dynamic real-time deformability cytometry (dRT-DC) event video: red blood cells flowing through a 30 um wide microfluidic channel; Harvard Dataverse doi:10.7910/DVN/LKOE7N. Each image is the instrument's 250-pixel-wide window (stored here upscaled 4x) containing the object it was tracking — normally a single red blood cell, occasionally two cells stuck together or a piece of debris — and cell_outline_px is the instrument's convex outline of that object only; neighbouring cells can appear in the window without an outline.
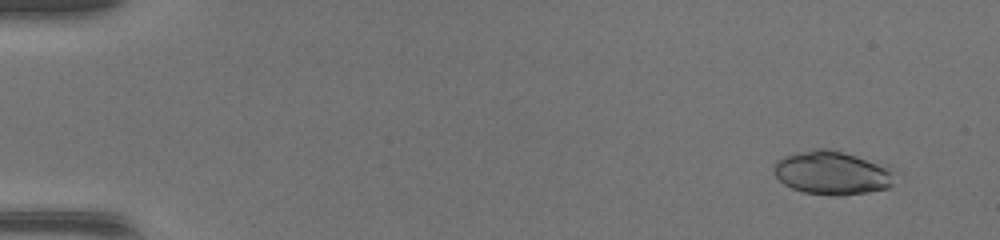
{"species": "common noctule bat (a hibernating species)", "species_latin": "Nyctalus noctula", "temperature_condition": "warm", "stored_images_in_passage": 48, "camera_frame_rate_fps": 3000, "um_per_image_px": 0.085, "animal": {"sex": "female", "body_mass_g": 17.0, "forearm_length_mm": 48.0}, "frame": {"image": 1, "passage_image": 4, "time_ms": 1.0, "image_size_px": [1000, 240], "cell_outline_px": [[900, 172], [892, 184], [888, 188], [868, 192], [844, 196], [832, 196], [804, 192], [792, 188], [784, 184], [772, 172], [772, 168], [776, 160], [784, 156], [796, 152], [816, 148], [832, 148], [844, 152]], "centroid_in_image_um": [70.72, 14.7], "position_along_channel_um": 14.3, "area_um2": 31.1}}
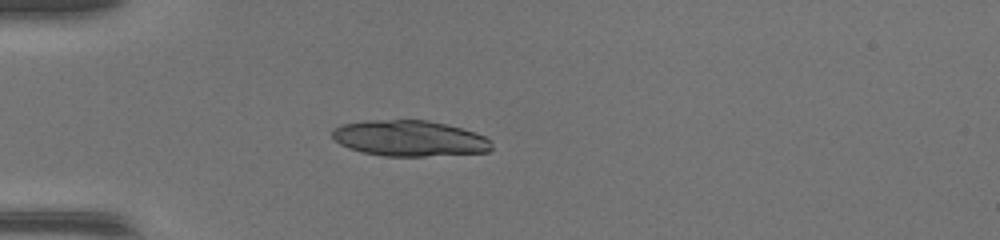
{"frame": {"image": 2, "passage_image": 15, "time_ms": 4.667, "image_size_px": [1000, 240], "cell_outline_px": [[492, 148], [488, 152], [424, 156], [384, 156], [360, 152], [348, 148], [340, 144], [332, 136], [332, 132], [340, 124], [364, 120], [428, 120], [460, 128], [484, 136], [492, 140]], "centroid_in_image_um": [34.79, 11.76], "position_along_channel_um": 50.2, "area_um2": 33.29}}